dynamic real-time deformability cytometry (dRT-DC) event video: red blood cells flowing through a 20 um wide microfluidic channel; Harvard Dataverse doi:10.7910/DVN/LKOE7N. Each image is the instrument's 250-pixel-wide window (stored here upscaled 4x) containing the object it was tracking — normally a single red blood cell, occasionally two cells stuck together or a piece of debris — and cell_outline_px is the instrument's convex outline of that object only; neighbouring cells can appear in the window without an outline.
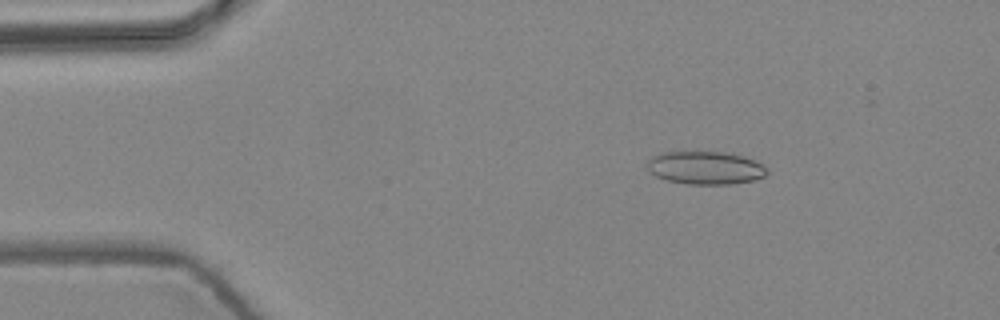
{"species": "common noctule bat (a hibernating species)", "species_latin": "Nyctalus noctula", "temperature_condition": "warm", "stored_images_in_passage": 4, "camera_frame_rate_fps": 3000, "um_per_image_px": 0.085, "animal": {"sex": "female", "body_mass_g": 24.6, "forearm_length_mm": 56.2}, "frame": {"image": 1, "passage_image": 2, "time_ms": 0.333, "image_size_px": [1000, 320], "cell_outline_px": [[768, 172], [764, 176], [756, 180], [732, 184], [688, 184], [664, 180], [648, 172], [644, 164], [652, 156], [660, 152], [724, 152], [744, 156], [768, 168]], "centroid_in_image_um": [59.9, 14.27], "position_along_channel_um": 25.1, "area_um2": 23.35}}